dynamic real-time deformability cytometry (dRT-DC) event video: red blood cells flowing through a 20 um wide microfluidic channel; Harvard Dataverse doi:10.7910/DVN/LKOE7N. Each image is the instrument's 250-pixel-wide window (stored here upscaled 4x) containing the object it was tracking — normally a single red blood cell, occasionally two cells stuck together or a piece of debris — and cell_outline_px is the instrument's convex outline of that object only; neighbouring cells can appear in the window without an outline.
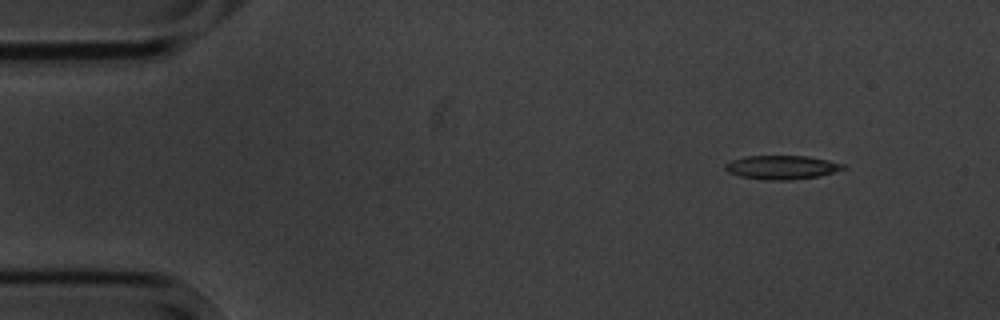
{"species": "common noctule bat (a hibernating species)", "species_latin": "Nyctalus noctula", "temperature_condition": "cold", "stored_images_in_passage": 4, "camera_frame_rate_fps": 3000, "um_per_image_px": 0.085, "animal": {"sex": "male", "body_mass_g": 20.1, "forearm_length_mm": 53.5}, "frame": {"image": 1, "passage_image": 1, "time_ms": 0.0, "image_size_px": [1000, 320], "cell_outline_px": [[848, 168], [820, 176], [788, 180], [764, 180], [740, 176], [728, 172], [724, 168], [724, 164], [732, 160], [744, 156], [808, 156], [848, 164]], "centroid_in_image_um": [66.49, 14.22], "position_along_channel_um": 18.5, "area_um2": 16.59}}
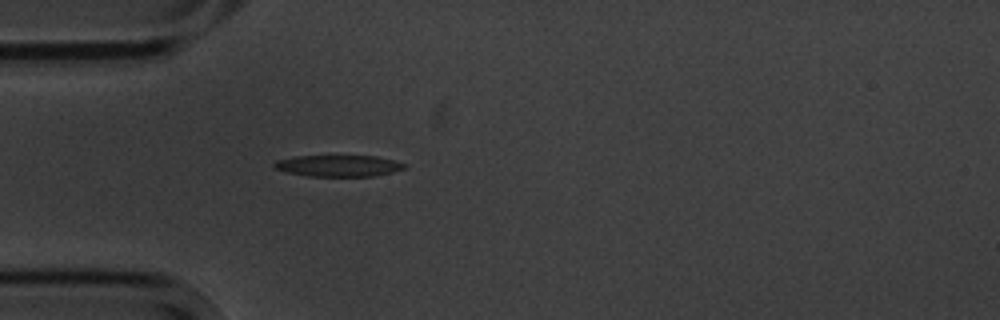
{"frame": {"image": 2, "passage_image": 4, "time_ms": 3.333, "image_size_px": [1000, 320], "cell_outline_px": [[404, 168], [392, 172], [372, 176], [308, 176], [288, 172], [276, 168], [272, 164], [276, 160], [292, 156], [376, 156], [392, 160], [404, 164]], "centroid_in_image_um": [28.71, 14.08], "position_along_channel_um": 56.3, "area_um2": 16.01}}